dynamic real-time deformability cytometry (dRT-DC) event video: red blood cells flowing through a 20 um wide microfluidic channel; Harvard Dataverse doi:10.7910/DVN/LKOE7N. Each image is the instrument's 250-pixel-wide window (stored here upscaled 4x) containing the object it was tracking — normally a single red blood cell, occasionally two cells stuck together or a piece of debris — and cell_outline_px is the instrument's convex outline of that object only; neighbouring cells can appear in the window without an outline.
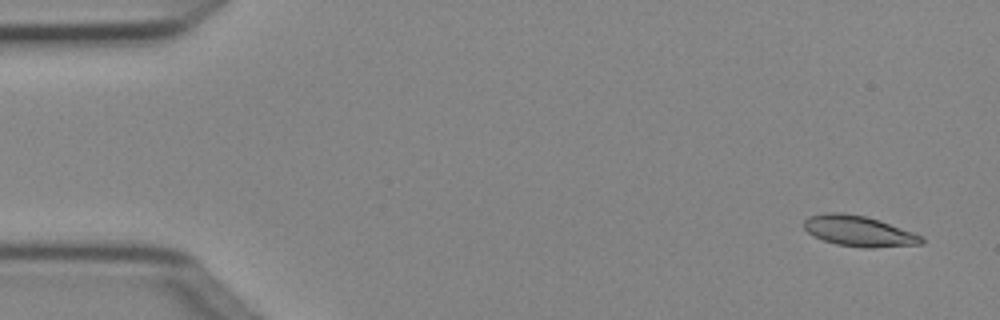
{"species": "Egyptian fruit bat (a non-hibernating species)", "species_latin": "Rousettus aegyptiacus", "temperature_condition": "cold", "stored_images_in_passage": 6, "camera_frame_rate_fps": 3000, "um_per_image_px": 0.085, "animal": {"sex": "female"}, "frame": {"image": 1, "passage_image": 1, "time_ms": 0.0, "image_size_px": [1000, 320], "cell_outline_px": [[924, 244], [872, 248], [864, 248], [836, 244], [812, 236], [804, 228], [804, 220], [808, 216], [824, 212], [844, 212], [864, 216], [880, 220], [924, 236]], "centroid_in_image_um": [73.01, 19.64], "position_along_channel_um": 12.0, "area_um2": 21.27}}
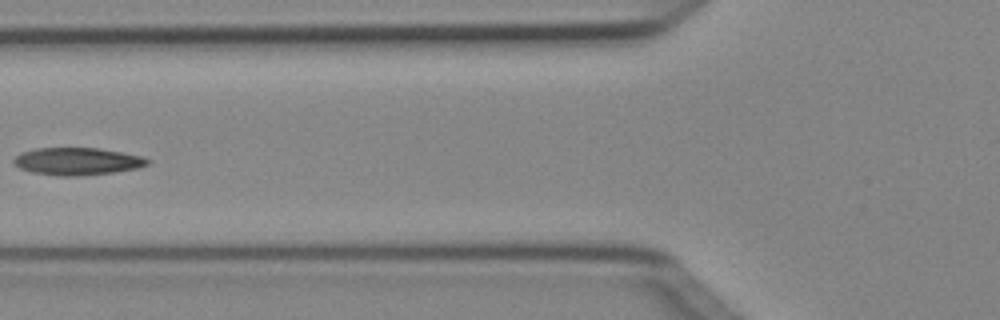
{"frame": {"image": 2, "passage_image": 5, "time_ms": 1.333, "image_size_px": [1000, 320], "cell_outline_px": [[152, 160], [148, 164], [140, 168], [112, 172], [76, 176], [60, 176], [32, 172], [20, 168], [12, 160], [20, 152], [36, 148], [96, 148], [120, 152], [140, 156]], "centroid_in_image_um": [6.56, 13.71], "position_along_channel_um": 119.2, "area_um2": 21.21}}
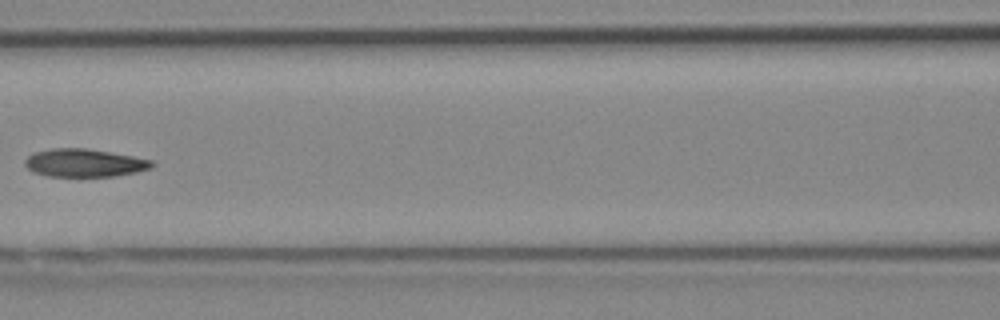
{"frame": {"image": 3, "passage_image": 6, "time_ms": 1.667, "image_size_px": [1000, 320], "cell_outline_px": [[156, 164], [152, 168], [136, 172], [112, 176], [48, 176], [32, 172], [24, 164], [24, 160], [32, 152], [52, 148], [88, 148], [132, 156], [152, 160]], "centroid_in_image_um": [7.15, 13.84], "position_along_channel_um": 159.4, "area_um2": 20.81}}